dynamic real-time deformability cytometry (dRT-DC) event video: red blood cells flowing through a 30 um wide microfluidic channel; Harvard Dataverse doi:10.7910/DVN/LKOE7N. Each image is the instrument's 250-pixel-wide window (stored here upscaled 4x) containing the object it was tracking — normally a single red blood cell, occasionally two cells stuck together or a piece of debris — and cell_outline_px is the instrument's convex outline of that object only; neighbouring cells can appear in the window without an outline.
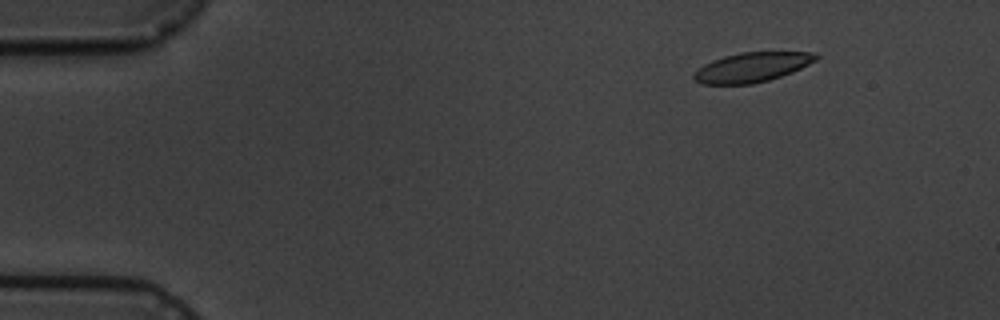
{"species": "common noctule bat (a hibernating species)", "species_latin": "Nyctalus noctula", "temperature_condition": "cold", "stored_images_in_passage": 10, "camera_frame_rate_fps": 3000, "um_per_image_px": 0.085, "animal": {"sex": "male", "body_mass_g": 19.5, "forearm_length_mm": 54.6}, "frame": {"image": 1, "passage_image": 2, "time_ms": 1.0, "image_size_px": [1000, 320], "cell_outline_px": [[820, 56], [816, 60], [792, 72], [768, 80], [752, 84], [700, 84], [692, 76], [704, 64], [712, 60], [724, 56], [740, 52], [816, 52]], "centroid_in_image_um": [63.93, 5.71], "position_along_channel_um": 21.1, "area_um2": 20.92}}
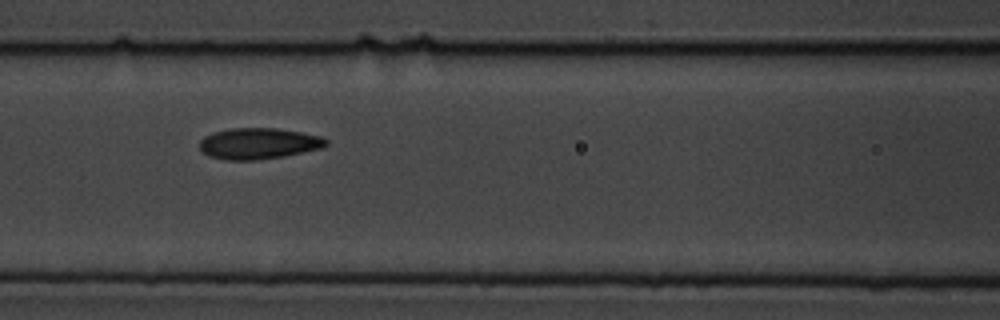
{"frame": {"image": 2, "passage_image": 7, "time_ms": 7.0, "image_size_px": [1000, 320], "cell_outline_px": [[328, 144], [324, 148], [284, 156], [256, 160], [228, 160], [208, 156], [200, 148], [200, 140], [204, 136], [212, 132], [232, 128], [276, 128], [300, 132], [320, 136], [328, 140]], "centroid_in_image_um": [21.99, 12.2], "position_along_channel_um": 144.6, "area_um2": 23.0}}
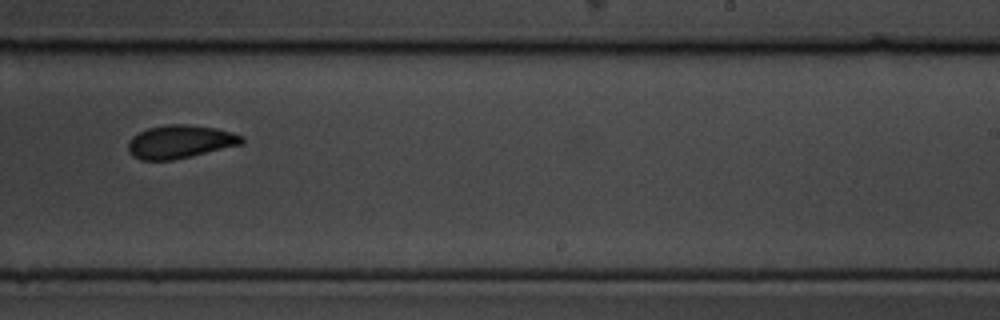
{"frame": {"image": 3, "passage_image": 10, "time_ms": 10.667, "image_size_px": [1000, 320], "cell_outline_px": [[244, 144], [192, 156], [172, 160], [140, 160], [132, 156], [128, 152], [128, 140], [132, 136], [148, 128], [168, 124], [188, 124], [216, 128], [232, 132], [244, 136]], "centroid_in_image_um": [15.32, 12.05], "position_along_channel_um": 273.7, "area_um2": 22.25}}